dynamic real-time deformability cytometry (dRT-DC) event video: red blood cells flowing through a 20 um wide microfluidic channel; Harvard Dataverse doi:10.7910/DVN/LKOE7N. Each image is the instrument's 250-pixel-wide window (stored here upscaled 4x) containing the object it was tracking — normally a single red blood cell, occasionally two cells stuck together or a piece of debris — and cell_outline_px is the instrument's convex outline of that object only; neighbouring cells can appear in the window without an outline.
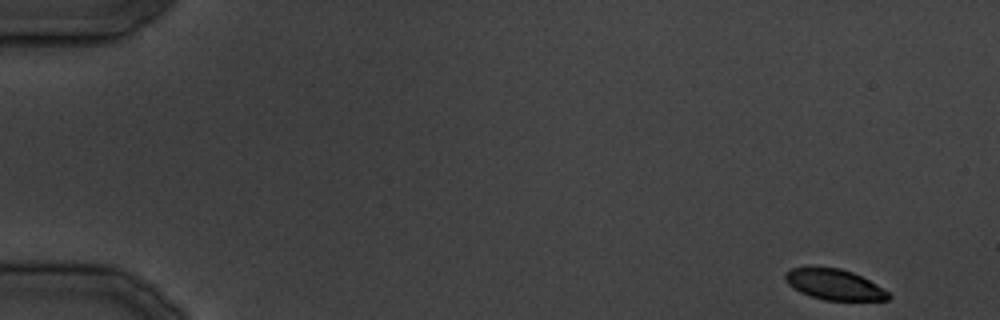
{"species": "common noctule bat (a hibernating species)", "species_latin": "Nyctalus noctula", "temperature_condition": "cold", "stored_images_in_passage": 24, "camera_frame_rate_fps": 3000, "um_per_image_px": 0.085, "animal": {"sex": "male", "body_mass_g": 19.5, "forearm_length_mm": 54.6}, "frame": {"image": 1, "passage_image": 1, "time_ms": 0.0, "image_size_px": [1000, 320], "cell_outline_px": [[892, 296], [888, 300], [824, 300], [800, 292], [788, 284], [784, 280], [784, 272], [792, 268], [808, 264], [812, 264], [840, 268], [852, 272], [876, 284], [888, 292]], "centroid_in_image_um": [70.83, 24.13], "position_along_channel_um": 14.2, "area_um2": 18.9}}
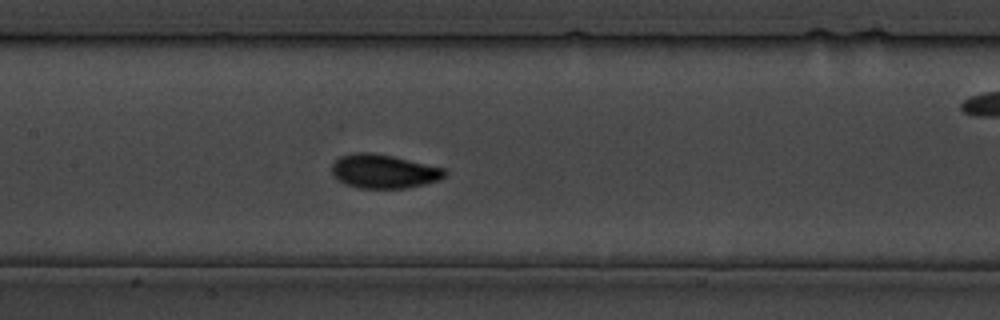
{"frame": {"image": 2, "passage_image": 16, "time_ms": 19.0, "image_size_px": [1000, 320], "cell_outline_px": [[448, 172], [440, 180], [424, 184], [404, 188], [360, 188], [344, 184], [332, 172], [332, 164], [340, 156], [356, 152], [372, 152], [392, 156], [444, 168]], "centroid_in_image_um": [32.62, 14.56], "position_along_channel_um": 174.8, "area_um2": 22.14}}
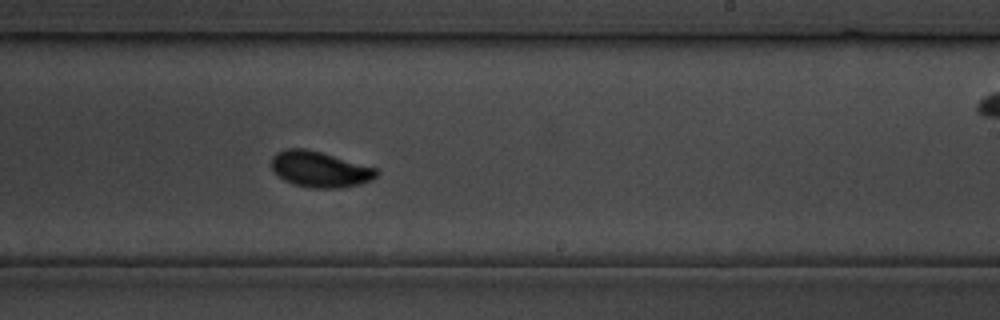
{"frame": {"image": 3, "passage_image": 21, "time_ms": 24.667, "image_size_px": [1000, 320], "cell_outline_px": [[380, 172], [372, 180], [360, 184], [340, 188], [312, 188], [292, 184], [284, 180], [272, 168], [272, 156], [276, 152], [284, 148], [304, 148], [320, 152], [376, 168]], "centroid_in_image_um": [27.18, 14.39], "position_along_channel_um": 261.8, "area_um2": 21.85}}